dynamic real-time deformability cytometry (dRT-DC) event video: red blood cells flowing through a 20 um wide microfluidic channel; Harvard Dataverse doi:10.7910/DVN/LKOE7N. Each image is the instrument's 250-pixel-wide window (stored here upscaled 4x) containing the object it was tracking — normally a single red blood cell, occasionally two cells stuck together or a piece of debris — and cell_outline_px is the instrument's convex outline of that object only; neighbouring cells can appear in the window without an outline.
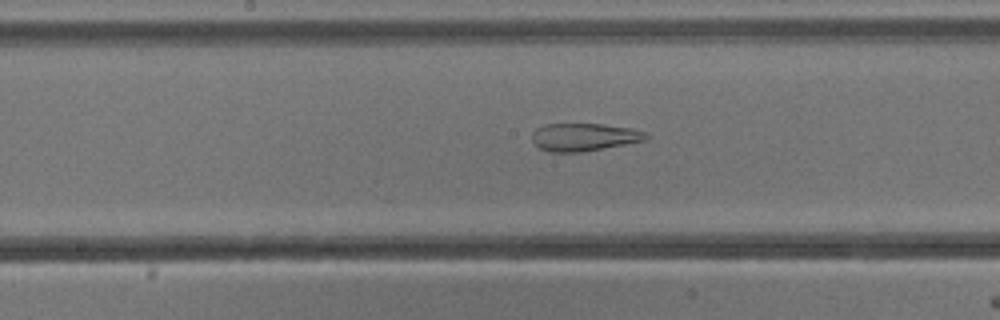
{"species": "common noctule bat (a hibernating species)", "species_latin": "Nyctalus noctula", "temperature_condition": "cold", "stored_images_in_passage": 39, "camera_frame_rate_fps": 3000, "um_per_image_px": 0.085, "animal": {"sex": "male", "body_mass_g": 13.3}, "frame": {"image": 1, "passage_image": 23, "time_ms": 7.333, "image_size_px": [1000, 320], "cell_outline_px": [[648, 140], [580, 152], [548, 152], [540, 148], [532, 140], [532, 132], [536, 128], [544, 124], [604, 124], [632, 128], [644, 132], [648, 136]], "centroid_in_image_um": [49.63, 11.64], "position_along_channel_um": 198.6, "area_um2": 18.44}}